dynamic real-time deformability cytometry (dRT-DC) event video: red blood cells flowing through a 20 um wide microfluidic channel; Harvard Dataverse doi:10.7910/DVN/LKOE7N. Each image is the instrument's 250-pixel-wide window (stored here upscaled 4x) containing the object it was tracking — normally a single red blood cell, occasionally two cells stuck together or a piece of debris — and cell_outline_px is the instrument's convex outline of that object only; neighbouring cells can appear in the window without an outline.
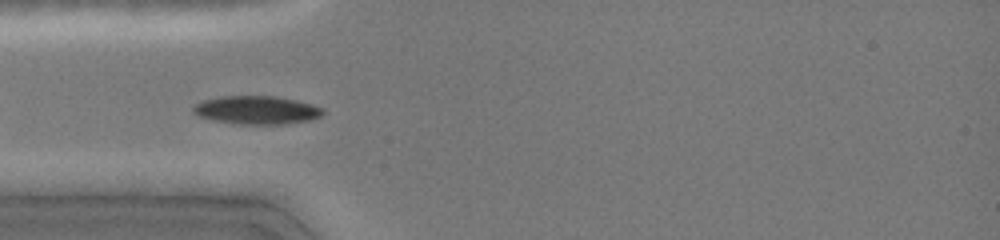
{"species": "common noctule bat (a hibernating species)", "species_latin": "Nyctalus noctula", "temperature_condition": "cold", "stored_images_in_passage": 8, "camera_frame_rate_fps": 3000, "um_per_image_px": 0.085, "animal": {"sex": "female", "body_mass_g": 19.0, "forearm_length_mm": 51.5}, "frame": {"image": 1, "passage_image": 4, "time_ms": 3.667, "image_size_px": [1000, 240], "cell_outline_px": [[324, 112], [320, 116], [312, 120], [284, 124], [236, 124], [196, 116], [192, 112], [192, 108], [196, 104], [204, 100], [220, 96], [276, 96], [296, 100], [312, 104], [324, 108]], "centroid_in_image_um": [21.83, 9.35], "position_along_channel_um": 63.2, "area_um2": 21.5}}
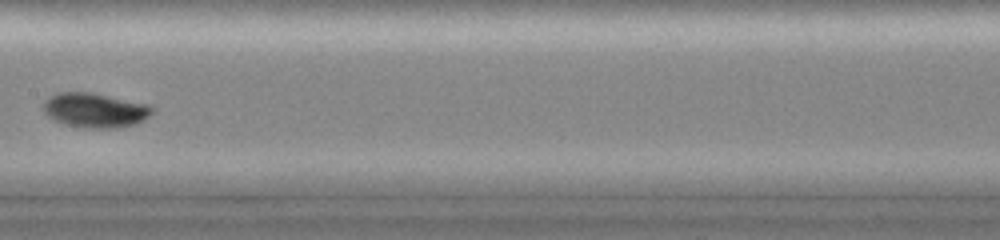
{"frame": {"image": 2, "passage_image": 7, "time_ms": 7.0, "image_size_px": [1000, 240], "cell_outline_px": [[156, 108], [144, 120], [136, 124], [116, 128], [84, 128], [64, 124], [48, 116], [44, 112], [44, 100], [48, 96], [56, 92], [88, 92], [148, 104]], "centroid_in_image_um": [8.07, 9.37], "position_along_channel_um": 199.3, "area_um2": 21.96}}